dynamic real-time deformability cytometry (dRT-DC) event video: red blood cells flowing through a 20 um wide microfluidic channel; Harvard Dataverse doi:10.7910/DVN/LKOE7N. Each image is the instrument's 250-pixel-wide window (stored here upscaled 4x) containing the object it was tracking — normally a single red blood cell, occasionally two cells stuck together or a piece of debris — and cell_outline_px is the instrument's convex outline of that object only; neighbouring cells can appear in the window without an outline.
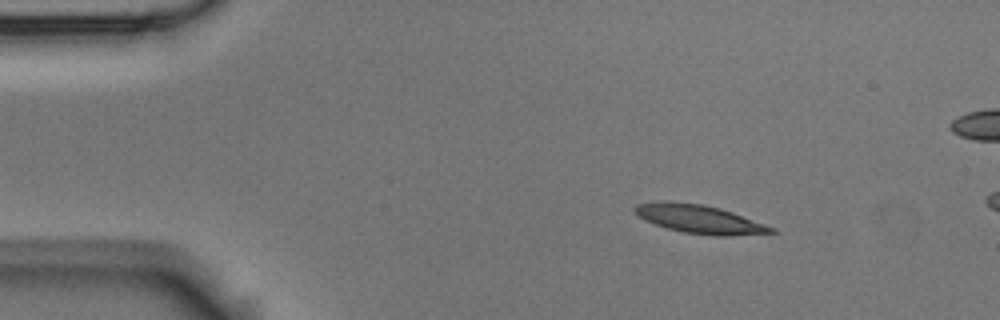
{"species": "Egyptian fruit bat (a non-hibernating species)", "species_latin": "Rousettus aegyptiacus", "temperature_condition": "room temperature", "stored_images_in_passage": 3, "camera_frame_rate_fps": 3000, "um_per_image_px": 0.085, "animal": {"sex": "male"}, "frame": {"image": 1, "passage_image": 1, "time_ms": 0.0, "image_size_px": [1000, 320], "cell_outline_px": [[780, 232], [728, 236], [716, 236], [684, 232], [668, 228], [644, 220], [632, 212], [632, 208], [636, 204], [660, 200], [668, 200], [704, 204], [720, 208], [732, 212], [776, 228]], "centroid_in_image_um": [59.42, 18.6], "position_along_channel_um": 25.6, "area_um2": 22.95}}